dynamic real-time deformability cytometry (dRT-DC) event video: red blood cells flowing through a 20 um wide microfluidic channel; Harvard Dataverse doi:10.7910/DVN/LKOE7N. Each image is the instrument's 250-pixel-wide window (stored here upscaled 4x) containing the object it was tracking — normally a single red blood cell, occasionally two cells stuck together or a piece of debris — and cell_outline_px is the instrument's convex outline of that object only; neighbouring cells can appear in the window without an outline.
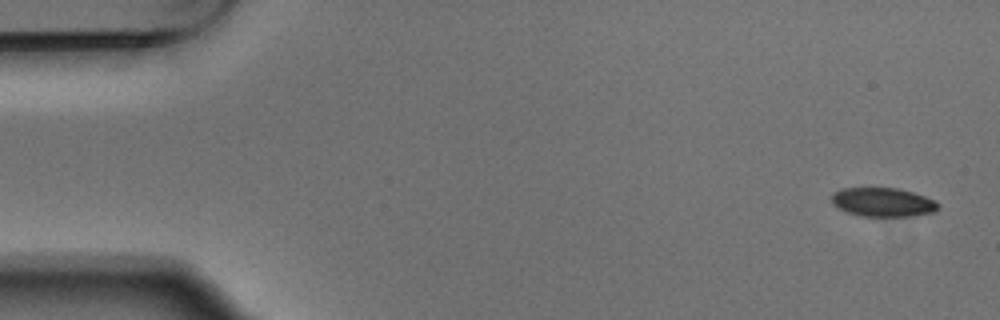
{"species": "Egyptian fruit bat (a non-hibernating species)", "species_latin": "Rousettus aegyptiacus", "temperature_condition": "warm", "stored_images_in_passage": 5, "camera_frame_rate_fps": 3000, "um_per_image_px": 0.085, "animal": {"sex": "male"}, "frame": {"image": 1, "passage_image": 1, "time_ms": 0.0, "image_size_px": [1000, 320], "cell_outline_px": [[940, 208], [932, 212], [912, 216], [860, 216], [848, 212], [832, 204], [832, 196], [840, 188], [896, 188], [912, 192], [936, 200], [940, 204]], "centroid_in_image_um": [75.08, 17.19], "position_along_channel_um": 9.9, "area_um2": 17.86}}
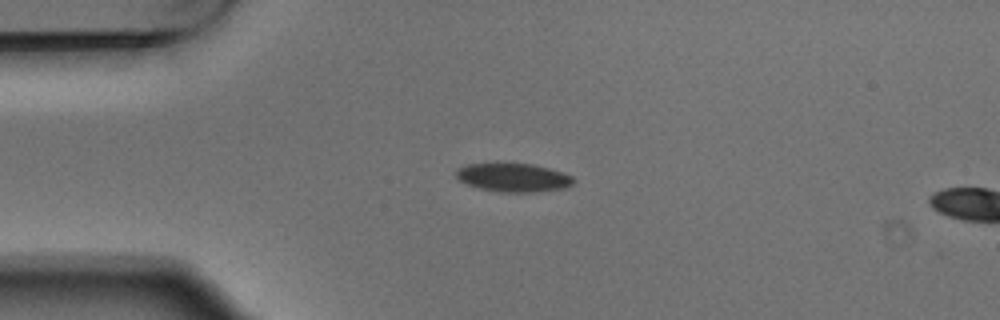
{"frame": {"image": 2, "passage_image": 4, "time_ms": 1.0, "image_size_px": [1000, 320], "cell_outline_px": [[576, 180], [572, 184], [564, 188], [536, 192], [500, 192], [480, 188], [468, 184], [460, 180], [456, 176], [456, 168], [464, 164], [496, 160], [532, 164], [564, 172], [572, 176]], "centroid_in_image_um": [43.58, 15.03], "position_along_channel_um": 41.4, "area_um2": 20.4}}